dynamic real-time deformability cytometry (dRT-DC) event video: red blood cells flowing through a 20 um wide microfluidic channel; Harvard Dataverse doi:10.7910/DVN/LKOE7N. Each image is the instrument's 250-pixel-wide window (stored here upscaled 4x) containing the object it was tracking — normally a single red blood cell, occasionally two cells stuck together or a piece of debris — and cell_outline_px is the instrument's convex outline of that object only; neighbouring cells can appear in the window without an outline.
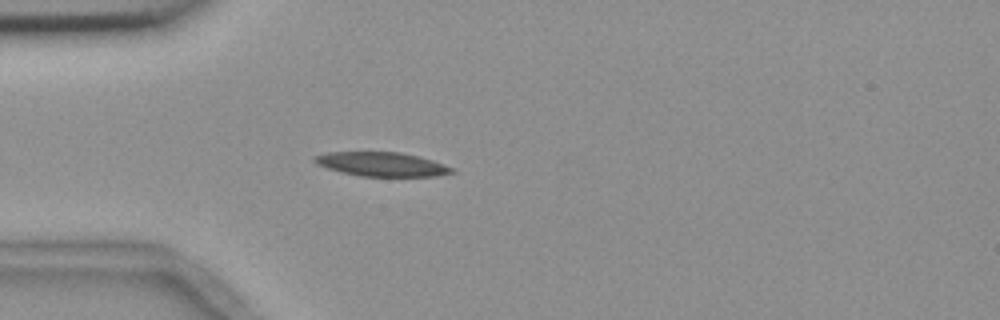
{"species": "common noctule bat (a hibernating species)", "species_latin": "Nyctalus noctula", "temperature_condition": "room temperature", "stored_images_in_passage": 43, "camera_frame_rate_fps": 3000, "um_per_image_px": 0.085, "animal": {"sex": "female", "body_mass_g": 18.4}, "frame": {"image": 1, "passage_image": 9, "time_ms": 2.667, "image_size_px": [1000, 320], "cell_outline_px": [[456, 172], [436, 176], [360, 176], [328, 168], [316, 164], [312, 160], [312, 156], [328, 152], [400, 152], [432, 160], [456, 168]], "centroid_in_image_um": [32.46, 13.95], "position_along_channel_um": 52.5, "area_um2": 19.25}}
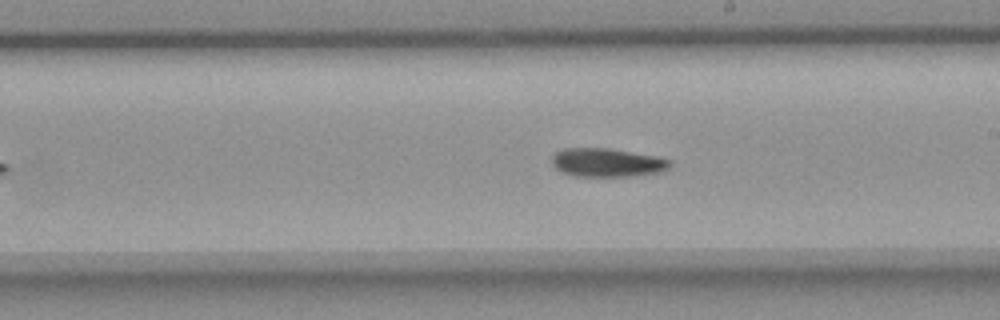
{"frame": {"image": 2, "passage_image": 25, "time_ms": 8.0, "image_size_px": [1000, 320], "cell_outline_px": [[672, 164], [668, 168], [660, 172], [632, 176], [576, 176], [564, 172], [556, 168], [552, 164], [552, 156], [556, 152], [564, 148], [608, 148], [656, 156], [672, 160]], "centroid_in_image_um": [51.62, 13.81], "position_along_channel_um": 237.4, "area_um2": 19.59}}
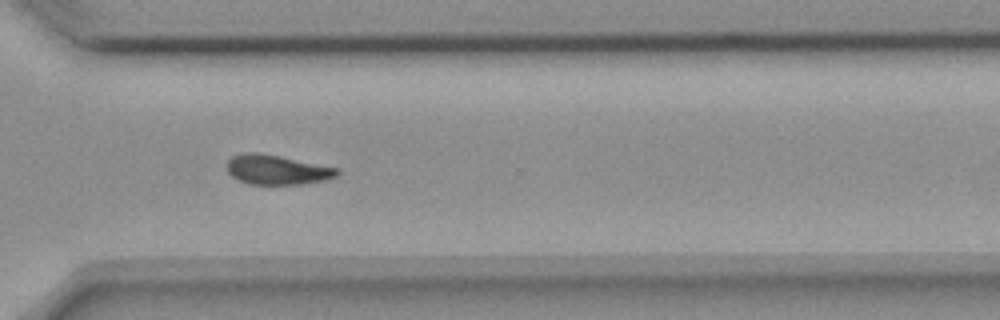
{"frame": {"image": 3, "passage_image": 34, "time_ms": 11.0, "image_size_px": [1000, 320], "cell_outline_px": [[340, 172], [336, 176], [324, 180], [300, 184], [248, 184], [236, 180], [228, 172], [228, 160], [232, 156], [244, 152], [260, 152], [340, 168]], "centroid_in_image_um": [23.53, 14.42], "position_along_channel_um": 347.1, "area_um2": 19.13}}